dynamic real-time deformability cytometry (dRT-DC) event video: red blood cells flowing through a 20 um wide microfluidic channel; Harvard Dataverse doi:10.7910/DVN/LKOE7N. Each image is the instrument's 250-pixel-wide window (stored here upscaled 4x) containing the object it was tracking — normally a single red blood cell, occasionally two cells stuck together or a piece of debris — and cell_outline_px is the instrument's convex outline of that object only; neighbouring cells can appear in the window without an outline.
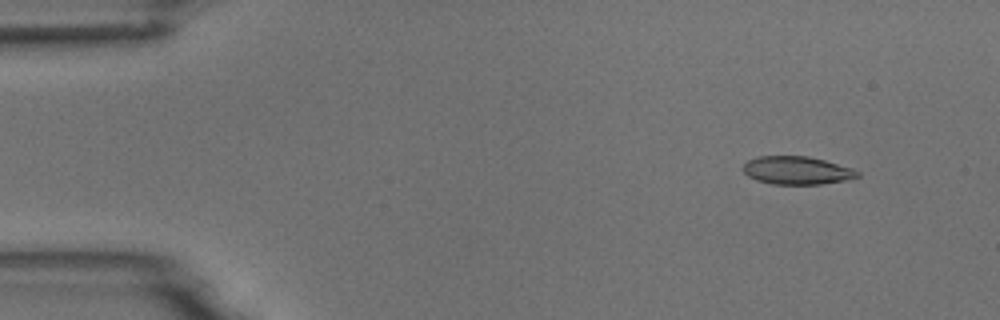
{"species": "common noctule bat (a hibernating species)", "species_latin": "Nyctalus noctula", "temperature_condition": "room temperature", "stored_images_in_passage": 5, "camera_frame_rate_fps": 3000, "um_per_image_px": 0.085, "animal": {"sex": "male", "body_mass_g": 18.8}, "frame": {"image": 1, "passage_image": 1, "time_ms": 0.0, "image_size_px": [1000, 320], "cell_outline_px": [[860, 176], [844, 180], [820, 184], [772, 184], [756, 180], [748, 176], [744, 172], [744, 164], [748, 160], [756, 156], [808, 156], [824, 160], [852, 168], [860, 172]], "centroid_in_image_um": [67.72, 14.48], "position_along_channel_um": 17.3, "area_um2": 18.61}}
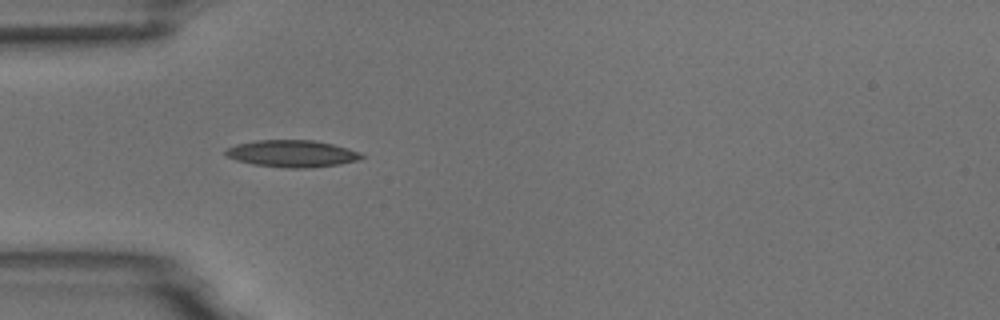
{"frame": {"image": 2, "passage_image": 4, "time_ms": 3.667, "image_size_px": [1000, 320], "cell_outline_px": [[364, 156], [360, 160], [340, 164], [312, 168], [284, 168], [252, 164], [236, 160], [224, 156], [224, 152], [228, 148], [236, 144], [256, 140], [312, 140], [332, 144], [348, 148], [360, 152]], "centroid_in_image_um": [24.82, 13.06], "position_along_channel_um": 60.2, "area_um2": 21.56}}